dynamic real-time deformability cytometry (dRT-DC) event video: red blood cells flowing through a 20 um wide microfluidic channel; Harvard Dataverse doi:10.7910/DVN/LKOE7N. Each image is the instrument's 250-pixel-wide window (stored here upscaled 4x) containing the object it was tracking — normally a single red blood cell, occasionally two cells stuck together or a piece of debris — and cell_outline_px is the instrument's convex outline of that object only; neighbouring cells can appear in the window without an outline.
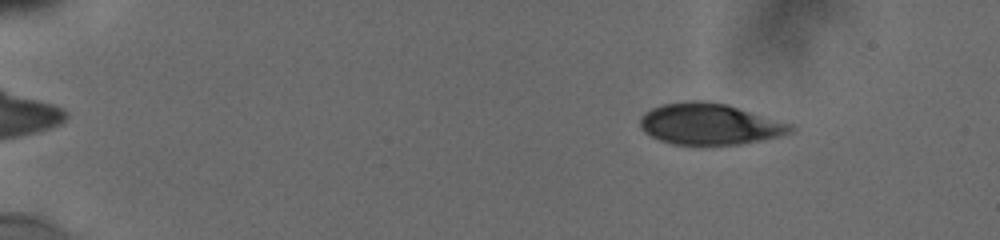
{"species": "human", "species_latin": "Homo sapiens", "temperature_condition": "cold", "stored_images_in_passage": 8, "camera_frame_rate_fps": 3000, "um_per_image_px": 0.085, "donor": {"sex": "male"}, "frame": {"image": 1, "passage_image": 3, "time_ms": 2.0, "image_size_px": [1000, 240], "cell_outline_px": [[796, 132], [780, 136], [740, 144], [672, 144], [660, 140], [644, 132], [640, 124], [640, 116], [644, 112], [660, 104], [692, 100], [704, 100], [724, 104], [796, 124]], "centroid_in_image_um": [60.37, 10.53], "position_along_channel_um": 24.6, "area_um2": 36.36}}
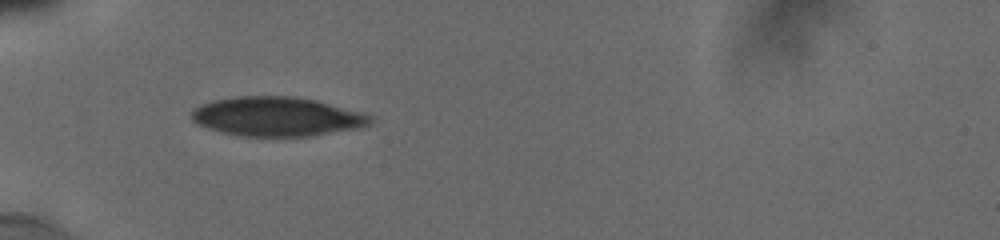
{"frame": {"image": 2, "passage_image": 7, "time_ms": 5.667, "image_size_px": [1000, 240], "cell_outline_px": [[372, 124], [356, 128], [312, 136], [240, 136], [208, 128], [196, 124], [192, 120], [192, 112], [196, 108], [204, 104], [216, 100], [240, 96], [292, 96], [316, 100], [360, 112], [372, 116]], "centroid_in_image_um": [23.55, 9.91], "position_along_channel_um": 61.4, "area_um2": 40.46}}